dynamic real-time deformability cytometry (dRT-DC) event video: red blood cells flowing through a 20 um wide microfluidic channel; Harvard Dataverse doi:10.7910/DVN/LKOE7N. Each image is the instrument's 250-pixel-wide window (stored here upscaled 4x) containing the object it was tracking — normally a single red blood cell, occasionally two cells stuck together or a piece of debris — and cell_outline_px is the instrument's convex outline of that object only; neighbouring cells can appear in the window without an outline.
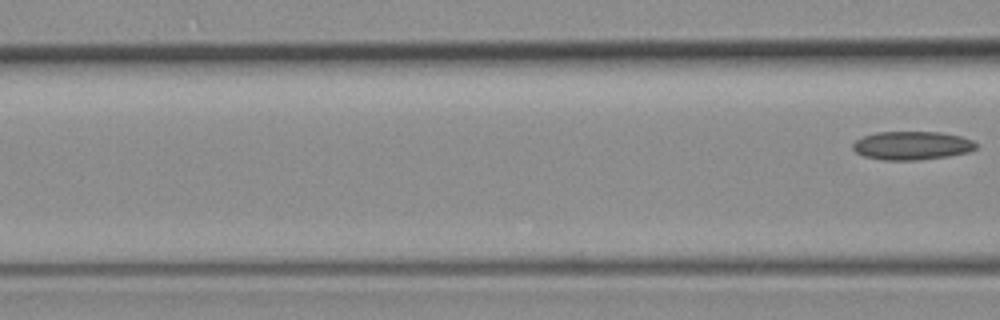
{"species": "common noctule bat (a hibernating species)", "species_latin": "Nyctalus noctula", "temperature_condition": "room temperature", "stored_images_in_passage": 4, "camera_frame_rate_fps": 3000, "um_per_image_px": 0.085, "animal": {"sex": "female", "body_mass_g": 19.3, "forearm_length_mm": 54.1}, "frame": {"image": 1, "passage_image": 4, "time_ms": 5.0, "image_size_px": [1000, 320], "cell_outline_px": [[976, 148], [968, 152], [948, 156], [916, 160], [884, 160], [864, 156], [856, 152], [852, 148], [852, 144], [856, 140], [864, 136], [876, 132], [940, 132], [960, 136], [972, 140], [976, 144]], "centroid_in_image_um": [77.49, 12.37], "position_along_channel_um": 89.1, "area_um2": 20.35}}